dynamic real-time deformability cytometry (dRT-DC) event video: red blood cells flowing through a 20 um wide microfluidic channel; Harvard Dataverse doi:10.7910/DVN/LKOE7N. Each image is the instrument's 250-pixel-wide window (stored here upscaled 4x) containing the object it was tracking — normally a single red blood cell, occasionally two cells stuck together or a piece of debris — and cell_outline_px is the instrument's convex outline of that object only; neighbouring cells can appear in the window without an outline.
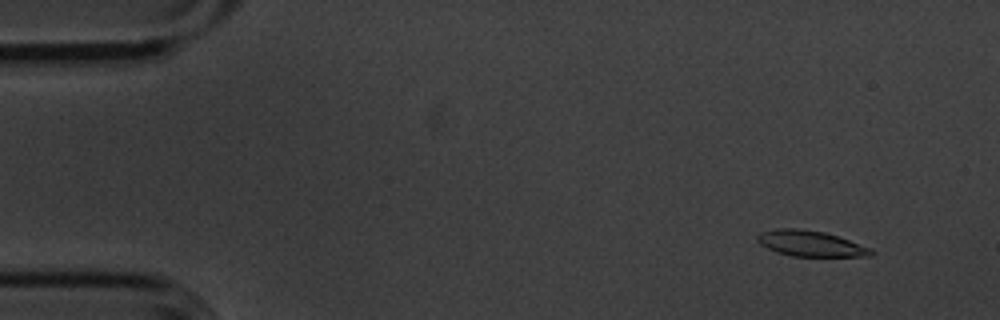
{"species": "common noctule bat (a hibernating species)", "species_latin": "Nyctalus noctula", "temperature_condition": "cold", "stored_images_in_passage": 56, "camera_frame_rate_fps": 3000, "um_per_image_px": 0.085, "animal": {"sex": "male", "body_mass_g": 20.1, "forearm_length_mm": 53.5}, "frame": {"image": 1, "passage_image": 5, "time_ms": 1.333, "image_size_px": [1000, 320], "cell_outline_px": [[876, 252], [872, 256], [792, 256], [776, 252], [760, 244], [756, 240], [756, 236], [760, 232], [776, 228], [796, 228], [824, 232], [872, 248]], "centroid_in_image_um": [68.88, 20.7], "position_along_channel_um": 16.1, "area_um2": 17.05}}
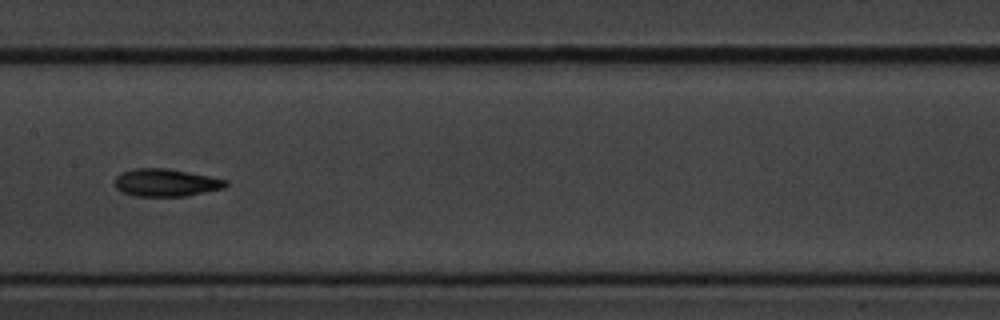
{"frame": {"image": 2, "passage_image": 28, "time_ms": 9.0, "image_size_px": [1000, 320], "cell_outline_px": [[228, 184], [224, 188], [188, 196], [136, 196], [120, 192], [116, 188], [116, 176], [120, 172], [132, 168], [168, 168], [228, 180]], "centroid_in_image_um": [14.09, 15.52], "position_along_channel_um": 193.3, "area_um2": 17.98}}
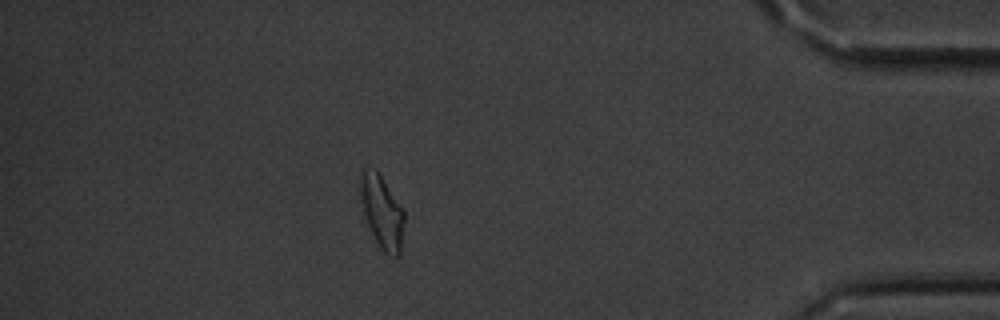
{"frame": {"image": 3, "passage_image": 49, "time_ms": 16.0, "image_size_px": [1000, 320], "cell_outline_px": [[404, 220], [400, 256], [392, 256], [384, 252], [380, 248], [368, 224], [364, 212], [360, 192], [360, 172], [364, 168], [376, 168], [404, 208]], "centroid_in_image_um": [32.49, 17.96], "position_along_channel_um": 402.7, "area_um2": 18.67}, "authors_computed_cell_mechanics": {"area_um2": 17.7735, "velocity_mm_per_s": 3.5953, "shape_relaxation_time_tau1_ms": 3.3075, "shape_relaxation_time_tau2_ms": 2.071, "deformation_change_tau1": 0.1446, "deformation_change_tau2": 0.0839}}